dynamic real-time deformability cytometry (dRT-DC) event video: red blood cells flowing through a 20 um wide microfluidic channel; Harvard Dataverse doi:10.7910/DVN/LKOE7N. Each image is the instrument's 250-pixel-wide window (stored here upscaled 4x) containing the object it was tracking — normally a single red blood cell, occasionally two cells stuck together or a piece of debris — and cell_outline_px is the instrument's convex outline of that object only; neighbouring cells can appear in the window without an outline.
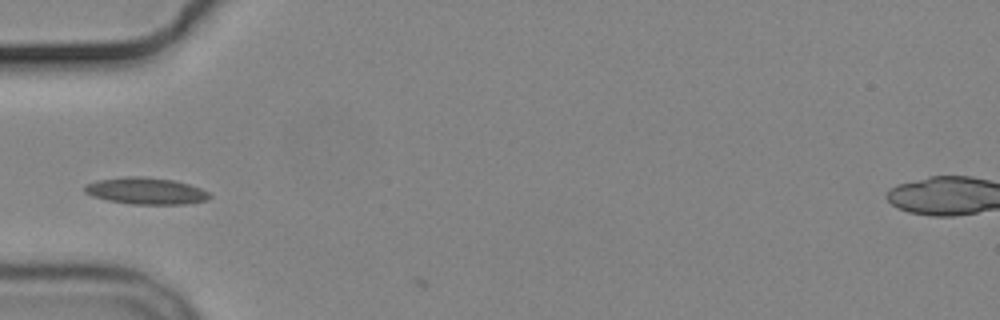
{"species": "common noctule bat (a hibernating species)", "species_latin": "Nyctalus noctula", "temperature_condition": "cold", "stored_images_in_passage": 4, "camera_frame_rate_fps": 3000, "um_per_image_px": 0.085, "animal": {"sex": "male", "body_mass_g": 19.2, "forearm_length_mm": 51.8}, "frame": {"image": 1, "passage_image": 3, "time_ms": 2.667, "image_size_px": [1000, 320], "cell_outline_px": [[212, 196], [208, 200], [184, 204], [132, 204], [108, 200], [92, 196], [84, 192], [84, 188], [88, 184], [96, 180], [124, 176], [144, 176], [172, 180], [188, 184], [200, 188], [208, 192]], "centroid_in_image_um": [12.4, 16.22], "position_along_channel_um": 72.6, "area_um2": 19.42}}